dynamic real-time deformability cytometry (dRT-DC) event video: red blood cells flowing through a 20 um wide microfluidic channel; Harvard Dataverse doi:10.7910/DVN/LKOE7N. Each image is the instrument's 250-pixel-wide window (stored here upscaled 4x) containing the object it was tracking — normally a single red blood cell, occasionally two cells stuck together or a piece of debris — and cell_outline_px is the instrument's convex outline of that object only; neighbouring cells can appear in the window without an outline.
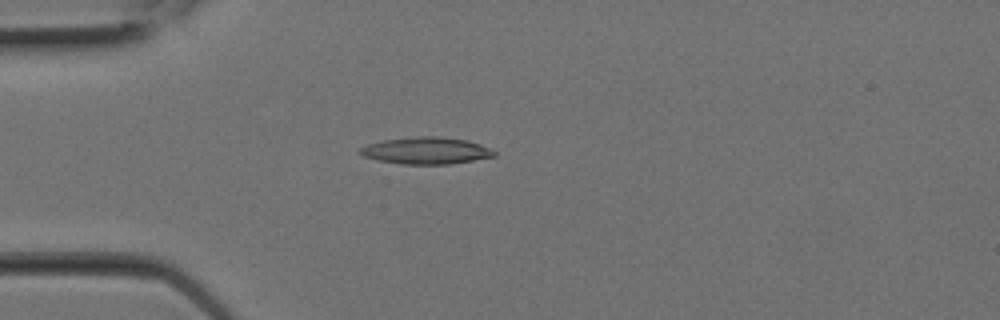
{"species": "Egyptian fruit bat (a non-hibernating species)", "species_latin": "Rousettus aegyptiacus", "temperature_condition": "room temperature", "stored_images_in_passage": 7, "camera_frame_rate_fps": 3000, "um_per_image_px": 0.085, "animal": {"sex": "female"}, "frame": {"image": 1, "passage_image": 5, "time_ms": 1.333, "image_size_px": [1000, 320], "cell_outline_px": [[496, 156], [448, 164], [404, 164], [380, 160], [364, 156], [356, 152], [360, 148], [368, 144], [380, 140], [416, 136], [440, 136], [468, 140], [480, 144], [496, 152]], "centroid_in_image_um": [36.2, 12.79], "position_along_channel_um": 48.8, "area_um2": 20.98}}
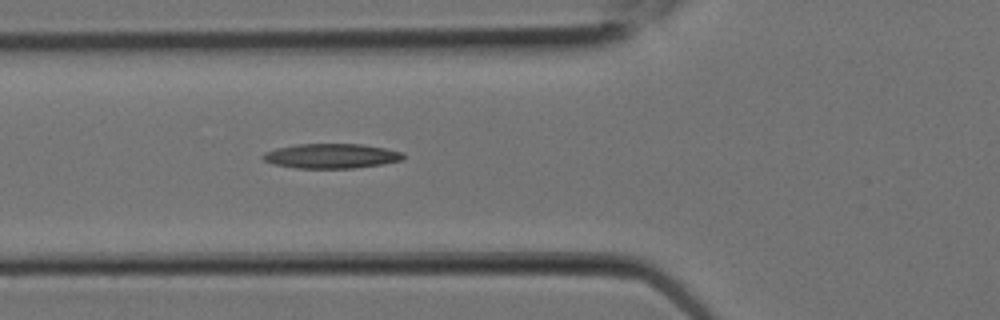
{"frame": {"image": 2, "passage_image": 7, "time_ms": 2.0, "image_size_px": [1000, 320], "cell_outline_px": [[404, 160], [380, 164], [352, 168], [296, 168], [272, 164], [264, 160], [260, 156], [264, 152], [276, 148], [296, 144], [360, 144], [384, 148], [404, 152]], "centroid_in_image_um": [28.13, 13.25], "position_along_channel_um": 97.7, "area_um2": 20.23}}